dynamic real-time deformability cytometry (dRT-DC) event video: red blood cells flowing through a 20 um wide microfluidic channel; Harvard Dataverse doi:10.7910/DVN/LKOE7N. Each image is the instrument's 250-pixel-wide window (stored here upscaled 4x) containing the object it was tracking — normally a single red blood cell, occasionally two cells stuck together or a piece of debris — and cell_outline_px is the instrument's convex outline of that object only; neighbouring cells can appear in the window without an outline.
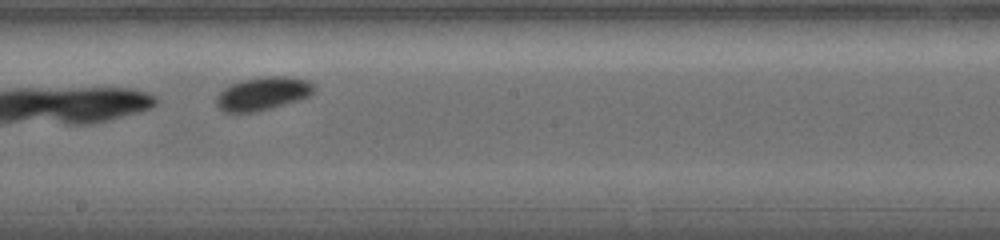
{"species": "common noctule bat (a hibernating species)", "species_latin": "Nyctalus noctula", "temperature_condition": "warm", "stored_images_in_passage": 19, "camera_frame_rate_fps": 5000, "um_per_image_px": 0.085, "animal": {"sex": "female", "body_mass_g": 19.0, "forearm_length_mm": 56.7}, "frame": {"image": 1, "passage_image": 9, "time_ms": 4.2, "image_size_px": [1000, 240], "cell_outline_px": [[316, 88], [308, 96], [268, 108], [252, 112], [224, 112], [216, 104], [216, 100], [220, 92], [224, 88], [232, 84], [244, 80], [272, 76], [288, 76], [308, 80], [316, 84]], "centroid_in_image_um": [22.35, 7.94], "position_along_channel_um": 225.8, "area_um2": 18.38}}